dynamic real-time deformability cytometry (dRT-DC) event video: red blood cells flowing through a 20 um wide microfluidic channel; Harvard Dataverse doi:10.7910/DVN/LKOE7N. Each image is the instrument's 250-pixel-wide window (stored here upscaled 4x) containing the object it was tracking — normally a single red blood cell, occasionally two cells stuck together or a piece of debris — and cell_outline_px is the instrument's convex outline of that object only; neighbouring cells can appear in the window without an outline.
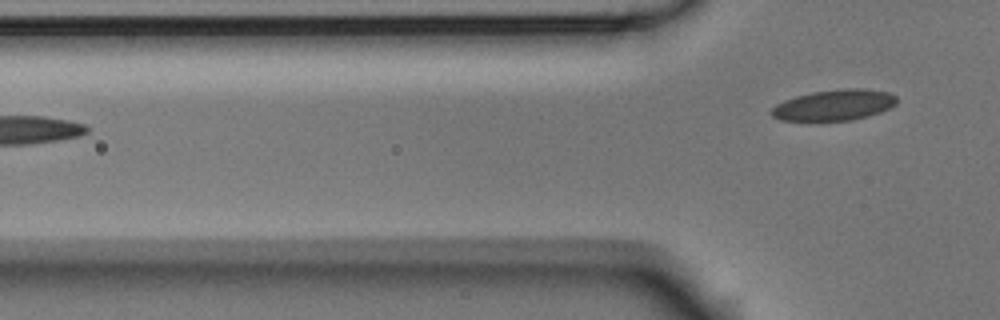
{"species": "Egyptian fruit bat (a non-hibernating species)", "species_latin": "Rousettus aegyptiacus", "temperature_condition": "room temperature", "stored_images_in_passage": 3, "camera_frame_rate_fps": 3000, "um_per_image_px": 0.085, "animal": {"sex": "male"}, "frame": {"image": 1, "passage_image": 3, "time_ms": 0.667, "image_size_px": [1000, 320], "cell_outline_px": [[896, 104], [880, 112], [868, 116], [852, 120], [780, 120], [772, 116], [768, 112], [776, 104], [784, 100], [796, 96], [812, 92], [840, 88], [864, 88], [888, 92], [896, 96]], "centroid_in_image_um": [70.89, 8.92], "position_along_channel_um": 54.9, "area_um2": 22.54}}